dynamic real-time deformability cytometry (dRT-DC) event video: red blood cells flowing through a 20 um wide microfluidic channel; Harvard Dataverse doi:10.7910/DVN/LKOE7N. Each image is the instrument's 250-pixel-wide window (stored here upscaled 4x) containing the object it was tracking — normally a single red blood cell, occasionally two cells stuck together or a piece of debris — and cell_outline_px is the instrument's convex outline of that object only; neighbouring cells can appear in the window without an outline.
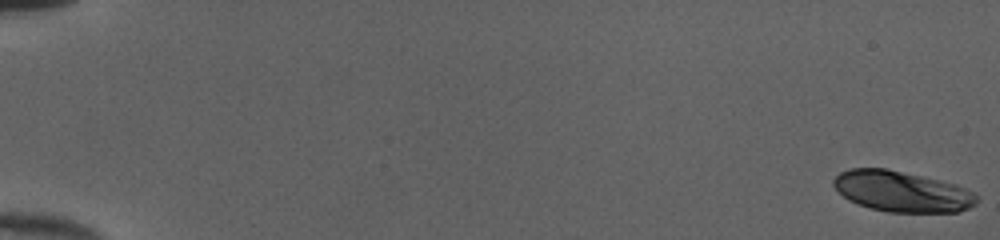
{"species": "human", "species_latin": "Homo sapiens", "temperature_condition": "cold", "stored_images_in_passage": 53, "camera_frame_rate_fps": 3000, "um_per_image_px": 0.085, "donor": {"sex": "female"}, "frame": {"image": 1, "passage_image": 1, "time_ms": 0.0, "image_size_px": [1000, 240], "cell_outline_px": [[980, 200], [976, 204], [960, 212], [888, 212], [872, 208], [848, 200], [832, 184], [832, 180], [840, 172], [848, 168], [888, 168], [940, 180], [956, 184], [980, 196]], "centroid_in_image_um": [76.69, 16.27], "position_along_channel_um": 8.3, "area_um2": 34.1}}
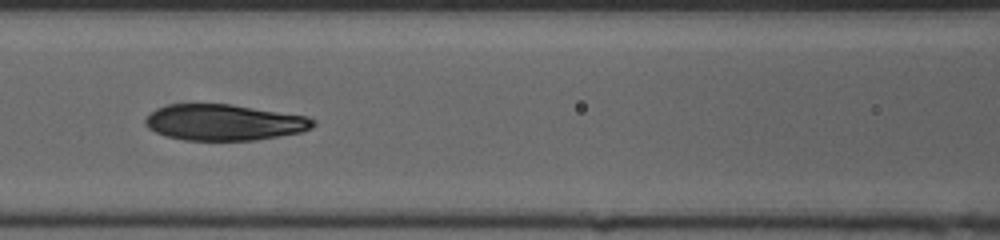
{"frame": {"image": 2, "passage_image": 26, "time_ms": 8.333, "image_size_px": [1000, 240], "cell_outline_px": [[316, 124], [312, 128], [300, 132], [256, 140], [184, 140], [164, 136], [148, 128], [144, 124], [144, 120], [152, 112], [168, 104], [232, 104], [308, 116], [316, 120]], "centroid_in_image_um": [19.07, 10.4], "position_along_channel_um": 147.5, "area_um2": 35.32}}
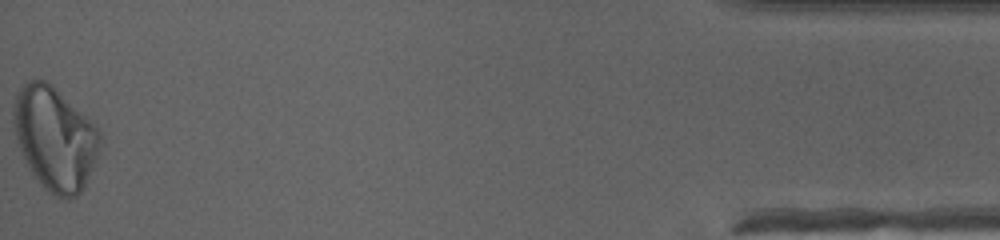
{"frame": {"image": 3, "passage_image": 53, "time_ms": 17.333, "image_size_px": [1000, 240], "cell_outline_px": [[104, 140], [96, 160], [84, 188], [76, 196], [68, 200], [56, 196], [48, 192], [40, 184], [28, 168], [16, 140], [12, 120], [12, 112], [16, 96], [20, 88], [24, 84], [32, 80], [48, 80], [96, 124]], "centroid_in_image_um": [4.69, 11.77], "position_along_channel_um": 430.5, "area_um2": 52.77}, "authors_computed_cell_mechanics": {"area_um2": 35.3158, "velocity_mm_per_s": 4.0365, "shape_relaxation_time_tau1_ms": 5.5545, "shape_relaxation_time_tau2_ms": 1.5636, "deformation_change_tau1": 0.2128, "deformation_change_tau2": 0.0652}}